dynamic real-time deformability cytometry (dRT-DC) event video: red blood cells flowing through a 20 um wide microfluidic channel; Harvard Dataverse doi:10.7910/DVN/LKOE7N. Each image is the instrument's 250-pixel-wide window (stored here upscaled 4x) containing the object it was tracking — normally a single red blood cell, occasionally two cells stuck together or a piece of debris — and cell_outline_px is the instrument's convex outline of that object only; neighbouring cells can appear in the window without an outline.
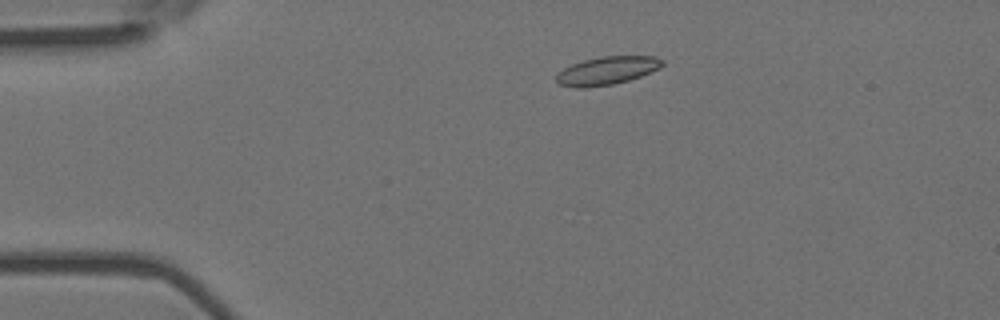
{"species": "Egyptian fruit bat (a non-hibernating species)", "species_latin": "Rousettus aegyptiacus", "temperature_condition": "room temperature", "stored_images_in_passage": 47, "camera_frame_rate_fps": 3000, "um_per_image_px": 0.085, "animal": {"sex": "female"}, "frame": {"image": 1, "passage_image": 7, "time_ms": 2.0, "image_size_px": [1000, 320], "cell_outline_px": [[664, 64], [660, 68], [640, 76], [628, 80], [612, 84], [588, 88], [576, 88], [560, 84], [556, 80], [556, 76], [564, 68], [572, 64], [584, 60], [600, 56], [656, 56], [664, 60]], "centroid_in_image_um": [51.62, 6.0], "position_along_channel_um": 33.4, "area_um2": 17.34}}
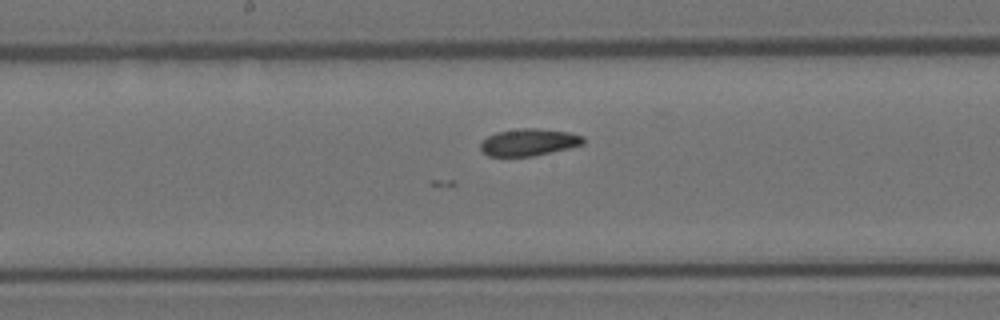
{"frame": {"image": 2, "passage_image": 23, "time_ms": 7.333, "image_size_px": [1000, 320], "cell_outline_px": [[584, 144], [568, 148], [532, 156], [488, 156], [480, 152], [480, 144], [488, 136], [496, 132], [520, 128], [536, 128], [568, 132], [584, 136]], "centroid_in_image_um": [44.92, 12.09], "position_along_channel_um": 203.3, "area_um2": 16.18}}
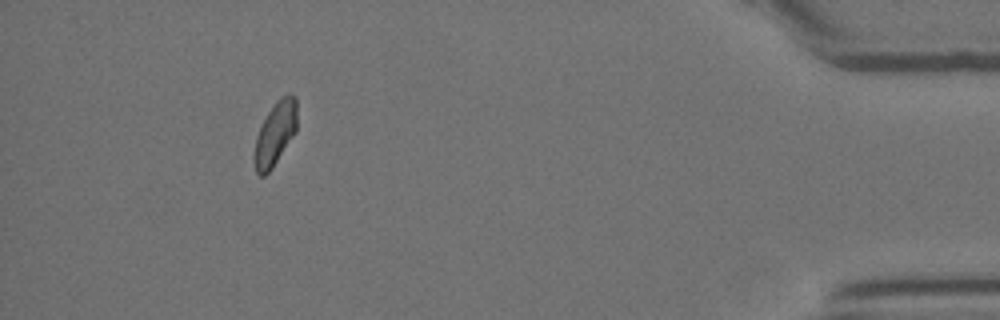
{"frame": {"image": 3, "passage_image": 43, "time_ms": 14.0, "image_size_px": [1000, 320], "cell_outline_px": [[296, 132], [272, 168], [264, 176], [260, 176], [256, 172], [252, 160], [252, 156], [256, 136], [268, 112], [276, 100], [280, 96], [296, 96]], "centroid_in_image_um": [23.35, 11.41], "position_along_channel_um": 411.8, "area_um2": 15.84}}